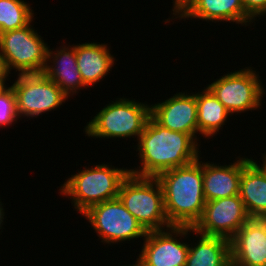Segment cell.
<instances>
[{
	"instance_id": "6da1fadb",
	"label": "cell",
	"mask_w": 266,
	"mask_h": 266,
	"mask_svg": "<svg viewBox=\"0 0 266 266\" xmlns=\"http://www.w3.org/2000/svg\"><path fill=\"white\" fill-rule=\"evenodd\" d=\"M196 141L189 134L162 127L150 117L137 148L142 168L129 172L140 177H157L164 171L185 166L200 157Z\"/></svg>"
},
{
	"instance_id": "7a4b0ae2",
	"label": "cell",
	"mask_w": 266,
	"mask_h": 266,
	"mask_svg": "<svg viewBox=\"0 0 266 266\" xmlns=\"http://www.w3.org/2000/svg\"><path fill=\"white\" fill-rule=\"evenodd\" d=\"M199 158L185 166L160 173L165 212L171 226L194 227L206 203L203 193V163Z\"/></svg>"
},
{
	"instance_id": "3957f363",
	"label": "cell",
	"mask_w": 266,
	"mask_h": 266,
	"mask_svg": "<svg viewBox=\"0 0 266 266\" xmlns=\"http://www.w3.org/2000/svg\"><path fill=\"white\" fill-rule=\"evenodd\" d=\"M129 173L128 169L99 164L72 175L59 190L70 196L74 207L83 214L95 204L118 198L121 183Z\"/></svg>"
},
{
	"instance_id": "277c9868",
	"label": "cell",
	"mask_w": 266,
	"mask_h": 266,
	"mask_svg": "<svg viewBox=\"0 0 266 266\" xmlns=\"http://www.w3.org/2000/svg\"><path fill=\"white\" fill-rule=\"evenodd\" d=\"M118 198L147 231L170 228L164 204L163 189L156 177L129 173L122 181Z\"/></svg>"
},
{
	"instance_id": "5b68a950",
	"label": "cell",
	"mask_w": 266,
	"mask_h": 266,
	"mask_svg": "<svg viewBox=\"0 0 266 266\" xmlns=\"http://www.w3.org/2000/svg\"><path fill=\"white\" fill-rule=\"evenodd\" d=\"M150 117L151 106L120 98L100 110L85 127V133L97 138L139 139Z\"/></svg>"
},
{
	"instance_id": "8992f818",
	"label": "cell",
	"mask_w": 266,
	"mask_h": 266,
	"mask_svg": "<svg viewBox=\"0 0 266 266\" xmlns=\"http://www.w3.org/2000/svg\"><path fill=\"white\" fill-rule=\"evenodd\" d=\"M49 47L30 24L0 34V53L7 68L19 74L43 73Z\"/></svg>"
},
{
	"instance_id": "52a82bcc",
	"label": "cell",
	"mask_w": 266,
	"mask_h": 266,
	"mask_svg": "<svg viewBox=\"0 0 266 266\" xmlns=\"http://www.w3.org/2000/svg\"><path fill=\"white\" fill-rule=\"evenodd\" d=\"M84 216L107 244L146 237L147 231L119 198L91 206Z\"/></svg>"
},
{
	"instance_id": "ba28073f",
	"label": "cell",
	"mask_w": 266,
	"mask_h": 266,
	"mask_svg": "<svg viewBox=\"0 0 266 266\" xmlns=\"http://www.w3.org/2000/svg\"><path fill=\"white\" fill-rule=\"evenodd\" d=\"M255 71L241 69L217 79L207 87L230 112L241 113L261 106L264 88Z\"/></svg>"
},
{
	"instance_id": "9c48e42d",
	"label": "cell",
	"mask_w": 266,
	"mask_h": 266,
	"mask_svg": "<svg viewBox=\"0 0 266 266\" xmlns=\"http://www.w3.org/2000/svg\"><path fill=\"white\" fill-rule=\"evenodd\" d=\"M11 86L15 96L19 118L35 117L62 105L68 96L43 73L19 74Z\"/></svg>"
},
{
	"instance_id": "30bf717a",
	"label": "cell",
	"mask_w": 266,
	"mask_h": 266,
	"mask_svg": "<svg viewBox=\"0 0 266 266\" xmlns=\"http://www.w3.org/2000/svg\"><path fill=\"white\" fill-rule=\"evenodd\" d=\"M250 219L239 195L206 201L200 220L193 227L196 234L231 239Z\"/></svg>"
},
{
	"instance_id": "8fae6325",
	"label": "cell",
	"mask_w": 266,
	"mask_h": 266,
	"mask_svg": "<svg viewBox=\"0 0 266 266\" xmlns=\"http://www.w3.org/2000/svg\"><path fill=\"white\" fill-rule=\"evenodd\" d=\"M191 231H194L193 227L171 226L166 232L165 230L147 232L138 259L143 266H185L189 245L181 243L176 237L183 235L186 237Z\"/></svg>"
},
{
	"instance_id": "7c38bea8",
	"label": "cell",
	"mask_w": 266,
	"mask_h": 266,
	"mask_svg": "<svg viewBox=\"0 0 266 266\" xmlns=\"http://www.w3.org/2000/svg\"><path fill=\"white\" fill-rule=\"evenodd\" d=\"M231 266H266V218H250L230 239Z\"/></svg>"
},
{
	"instance_id": "4fadbf2b",
	"label": "cell",
	"mask_w": 266,
	"mask_h": 266,
	"mask_svg": "<svg viewBox=\"0 0 266 266\" xmlns=\"http://www.w3.org/2000/svg\"><path fill=\"white\" fill-rule=\"evenodd\" d=\"M151 117L164 128L189 134L197 139L196 94L179 92L165 102L151 105Z\"/></svg>"
},
{
	"instance_id": "5bb4252c",
	"label": "cell",
	"mask_w": 266,
	"mask_h": 266,
	"mask_svg": "<svg viewBox=\"0 0 266 266\" xmlns=\"http://www.w3.org/2000/svg\"><path fill=\"white\" fill-rule=\"evenodd\" d=\"M181 19L199 18L245 24L252 19L245 13L242 0H187L175 13Z\"/></svg>"
},
{
	"instance_id": "9a60e30c",
	"label": "cell",
	"mask_w": 266,
	"mask_h": 266,
	"mask_svg": "<svg viewBox=\"0 0 266 266\" xmlns=\"http://www.w3.org/2000/svg\"><path fill=\"white\" fill-rule=\"evenodd\" d=\"M239 196L250 218H266V172L252 158H243Z\"/></svg>"
},
{
	"instance_id": "2e32d148",
	"label": "cell",
	"mask_w": 266,
	"mask_h": 266,
	"mask_svg": "<svg viewBox=\"0 0 266 266\" xmlns=\"http://www.w3.org/2000/svg\"><path fill=\"white\" fill-rule=\"evenodd\" d=\"M243 158L235 163L217 166L203 163V193L206 201L239 195Z\"/></svg>"
},
{
	"instance_id": "e0dca14e",
	"label": "cell",
	"mask_w": 266,
	"mask_h": 266,
	"mask_svg": "<svg viewBox=\"0 0 266 266\" xmlns=\"http://www.w3.org/2000/svg\"><path fill=\"white\" fill-rule=\"evenodd\" d=\"M53 54L54 56H52ZM51 58H53L51 60L53 65L48 63ZM43 74L56 83L67 96L71 93L73 95L82 87H86L78 70L75 45L70 46V48L65 46L55 53L48 49L47 63Z\"/></svg>"
},
{
	"instance_id": "ac0fdd59",
	"label": "cell",
	"mask_w": 266,
	"mask_h": 266,
	"mask_svg": "<svg viewBox=\"0 0 266 266\" xmlns=\"http://www.w3.org/2000/svg\"><path fill=\"white\" fill-rule=\"evenodd\" d=\"M75 53L81 78L88 87L106 76L115 60L105 44L94 42L75 45Z\"/></svg>"
},
{
	"instance_id": "d6986e66",
	"label": "cell",
	"mask_w": 266,
	"mask_h": 266,
	"mask_svg": "<svg viewBox=\"0 0 266 266\" xmlns=\"http://www.w3.org/2000/svg\"><path fill=\"white\" fill-rule=\"evenodd\" d=\"M193 248L189 246L185 266H231L230 240L220 236H205Z\"/></svg>"
},
{
	"instance_id": "ffe728a7",
	"label": "cell",
	"mask_w": 266,
	"mask_h": 266,
	"mask_svg": "<svg viewBox=\"0 0 266 266\" xmlns=\"http://www.w3.org/2000/svg\"><path fill=\"white\" fill-rule=\"evenodd\" d=\"M197 124L199 134L212 137L224 125L230 112L207 87L196 93Z\"/></svg>"
},
{
	"instance_id": "44dd1931",
	"label": "cell",
	"mask_w": 266,
	"mask_h": 266,
	"mask_svg": "<svg viewBox=\"0 0 266 266\" xmlns=\"http://www.w3.org/2000/svg\"><path fill=\"white\" fill-rule=\"evenodd\" d=\"M21 0H0V34L21 29L33 21V10Z\"/></svg>"
},
{
	"instance_id": "7402d4cb",
	"label": "cell",
	"mask_w": 266,
	"mask_h": 266,
	"mask_svg": "<svg viewBox=\"0 0 266 266\" xmlns=\"http://www.w3.org/2000/svg\"><path fill=\"white\" fill-rule=\"evenodd\" d=\"M19 118L16 105V96L10 88L0 96V127L11 125L16 119Z\"/></svg>"
},
{
	"instance_id": "603a6c76",
	"label": "cell",
	"mask_w": 266,
	"mask_h": 266,
	"mask_svg": "<svg viewBox=\"0 0 266 266\" xmlns=\"http://www.w3.org/2000/svg\"><path fill=\"white\" fill-rule=\"evenodd\" d=\"M245 13L255 20V17L266 15V0H242Z\"/></svg>"
},
{
	"instance_id": "cb8c5ba5",
	"label": "cell",
	"mask_w": 266,
	"mask_h": 266,
	"mask_svg": "<svg viewBox=\"0 0 266 266\" xmlns=\"http://www.w3.org/2000/svg\"><path fill=\"white\" fill-rule=\"evenodd\" d=\"M9 70L7 68L6 62L0 53V81H6L7 76L9 75Z\"/></svg>"
},
{
	"instance_id": "d4e9b609",
	"label": "cell",
	"mask_w": 266,
	"mask_h": 266,
	"mask_svg": "<svg viewBox=\"0 0 266 266\" xmlns=\"http://www.w3.org/2000/svg\"><path fill=\"white\" fill-rule=\"evenodd\" d=\"M187 0H175L173 1L174 3V8H173V14L186 2Z\"/></svg>"
},
{
	"instance_id": "484cf974",
	"label": "cell",
	"mask_w": 266,
	"mask_h": 266,
	"mask_svg": "<svg viewBox=\"0 0 266 266\" xmlns=\"http://www.w3.org/2000/svg\"><path fill=\"white\" fill-rule=\"evenodd\" d=\"M5 81H0V96L4 94L10 87H5Z\"/></svg>"
},
{
	"instance_id": "4316f807",
	"label": "cell",
	"mask_w": 266,
	"mask_h": 266,
	"mask_svg": "<svg viewBox=\"0 0 266 266\" xmlns=\"http://www.w3.org/2000/svg\"><path fill=\"white\" fill-rule=\"evenodd\" d=\"M2 206V204H1V202H0V225H1V223L3 222V216H4V212H3V208L1 207ZM1 227V226H0ZM1 229V228H0Z\"/></svg>"
},
{
	"instance_id": "83f0119b",
	"label": "cell",
	"mask_w": 266,
	"mask_h": 266,
	"mask_svg": "<svg viewBox=\"0 0 266 266\" xmlns=\"http://www.w3.org/2000/svg\"><path fill=\"white\" fill-rule=\"evenodd\" d=\"M263 164H261L262 166H261V168L266 172V155L264 156L263 155Z\"/></svg>"
},
{
	"instance_id": "f1b7e54d",
	"label": "cell",
	"mask_w": 266,
	"mask_h": 266,
	"mask_svg": "<svg viewBox=\"0 0 266 266\" xmlns=\"http://www.w3.org/2000/svg\"><path fill=\"white\" fill-rule=\"evenodd\" d=\"M129 266H143V264H142L141 261L137 258L136 264L129 265Z\"/></svg>"
}]
</instances>
